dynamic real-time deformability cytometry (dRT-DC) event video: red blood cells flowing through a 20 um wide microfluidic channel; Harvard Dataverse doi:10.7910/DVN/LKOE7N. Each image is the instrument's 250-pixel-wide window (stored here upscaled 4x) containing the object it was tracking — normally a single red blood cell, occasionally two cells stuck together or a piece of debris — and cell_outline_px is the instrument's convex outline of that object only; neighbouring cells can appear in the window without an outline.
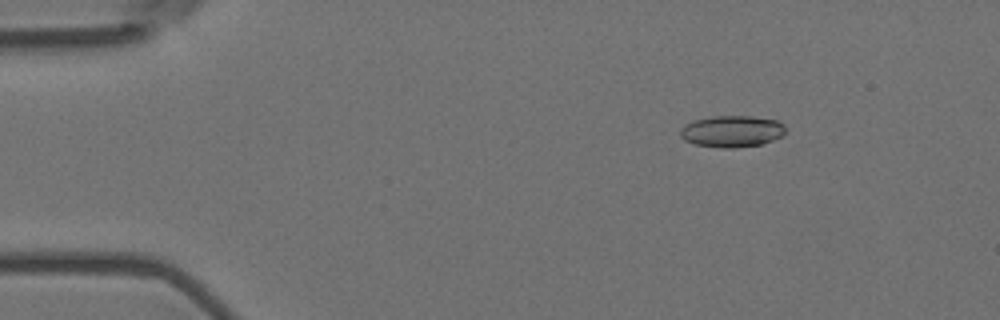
{"species": "Egyptian fruit bat (a non-hibernating species)", "species_latin": "Rousettus aegyptiacus", "temperature_condition": "room temperature", "stored_images_in_passage": 50, "camera_frame_rate_fps": 3000, "um_per_image_px": 0.085, "animal": {"sex": "female"}, "frame": {"image": 1, "passage_image": 1, "time_ms": 0.0, "image_size_px": [1000, 320], "cell_outline_px": [[784, 136], [760, 144], [736, 148], [720, 148], [696, 144], [684, 140], [680, 136], [680, 128], [684, 124], [696, 120], [712, 116], [752, 116], [776, 120], [784, 124]], "centroid_in_image_um": [62.2, 11.16], "position_along_channel_um": 22.8, "area_um2": 19.42}}
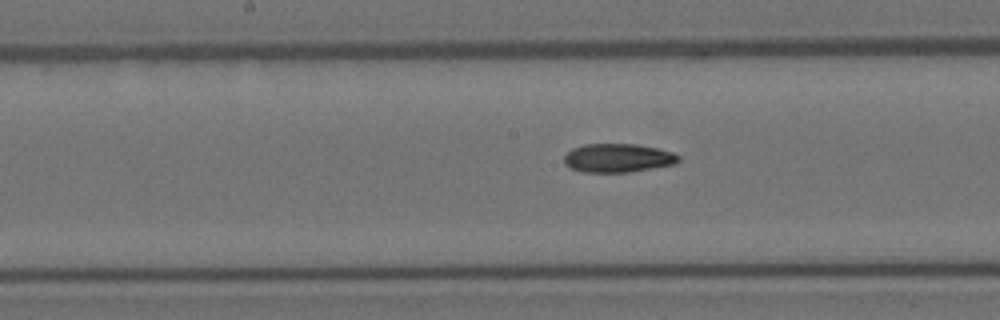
{"frame": {"image": 2, "passage_image": 22, "time_ms": 7.0, "image_size_px": [1000, 320], "cell_outline_px": [[680, 160], [676, 164], [628, 172], [584, 172], [572, 168], [564, 164], [564, 156], [572, 148], [584, 144], [636, 144], [656, 148], [672, 152], [680, 156]], "centroid_in_image_um": [52.52, 13.42], "position_along_channel_um": 195.7, "area_um2": 19.07}}
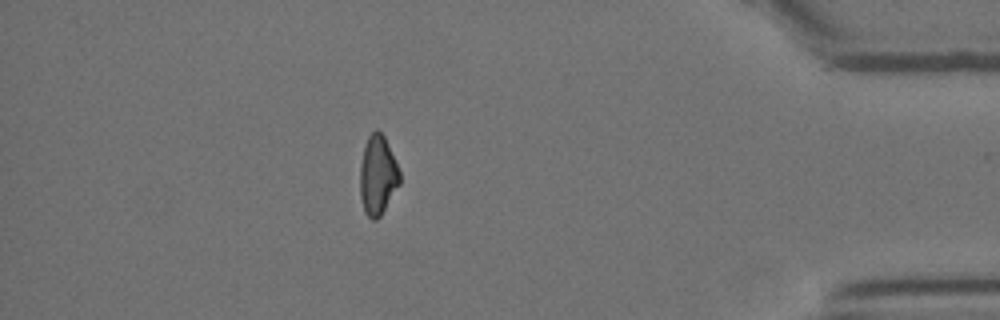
{"frame": {"image": 3, "passage_image": 43, "time_ms": 14.0, "image_size_px": [1000, 320], "cell_outline_px": [[400, 184], [380, 216], [376, 220], [372, 220], [364, 212], [360, 196], [360, 164], [364, 144], [368, 136], [376, 128], [384, 136], [388, 144], [400, 172]], "centroid_in_image_um": [32.09, 14.89], "position_along_channel_um": 403.1, "area_um2": 18.44}, "authors_computed_cell_mechanics": {"area_um2": 19.1318, "velocity_mm_per_s": 3.5781, "shape_relaxation_time_tau1_ms": null, "shape_relaxation_time_tau2_ms": 10.1829, "deformation_change_tau1": null, "deformation_change_tau2": 0.1883}}